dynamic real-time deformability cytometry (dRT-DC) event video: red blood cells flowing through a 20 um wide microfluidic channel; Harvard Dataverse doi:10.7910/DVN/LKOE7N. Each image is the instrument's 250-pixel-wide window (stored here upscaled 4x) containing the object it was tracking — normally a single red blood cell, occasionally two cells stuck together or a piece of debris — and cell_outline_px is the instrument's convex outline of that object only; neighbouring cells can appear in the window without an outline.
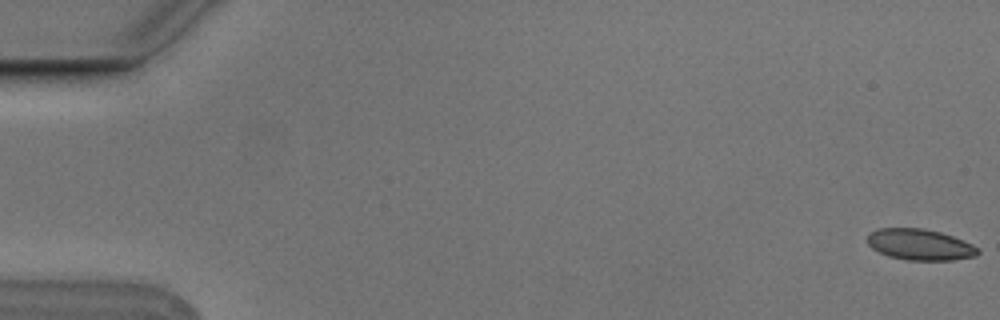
{"species": "Egyptian fruit bat (a non-hibernating species)", "species_latin": "Rousettus aegyptiacus", "temperature_condition": "cold", "stored_images_in_passage": 6, "camera_frame_rate_fps": 3000, "um_per_image_px": 0.085, "animal": {"sex": "male"}, "frame": {"image": 1, "passage_image": 1, "time_ms": 0.0, "image_size_px": [1000, 320], "cell_outline_px": [[980, 252], [976, 256], [952, 260], [908, 260], [888, 256], [872, 248], [868, 244], [868, 236], [876, 228], [924, 228], [940, 232], [952, 236], [972, 244], [980, 248]], "centroid_in_image_um": [78.22, 20.79], "position_along_channel_um": 6.8, "area_um2": 20.0}}
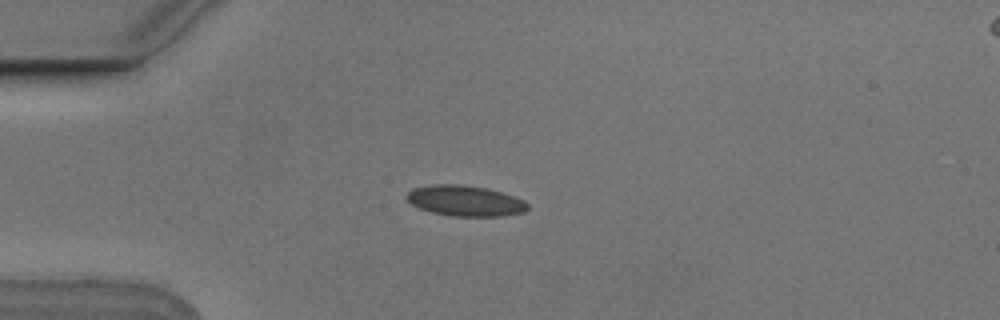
{"frame": {"image": 2, "passage_image": 5, "time_ms": 1.333, "image_size_px": [1000, 320], "cell_outline_px": [[528, 208], [524, 212], [500, 216], [452, 216], [432, 212], [420, 208], [412, 204], [404, 196], [412, 188], [432, 184], [464, 184], [488, 188], [524, 200], [528, 204]], "centroid_in_image_um": [39.51, 17.05], "position_along_channel_um": 45.5, "area_um2": 21.62}}